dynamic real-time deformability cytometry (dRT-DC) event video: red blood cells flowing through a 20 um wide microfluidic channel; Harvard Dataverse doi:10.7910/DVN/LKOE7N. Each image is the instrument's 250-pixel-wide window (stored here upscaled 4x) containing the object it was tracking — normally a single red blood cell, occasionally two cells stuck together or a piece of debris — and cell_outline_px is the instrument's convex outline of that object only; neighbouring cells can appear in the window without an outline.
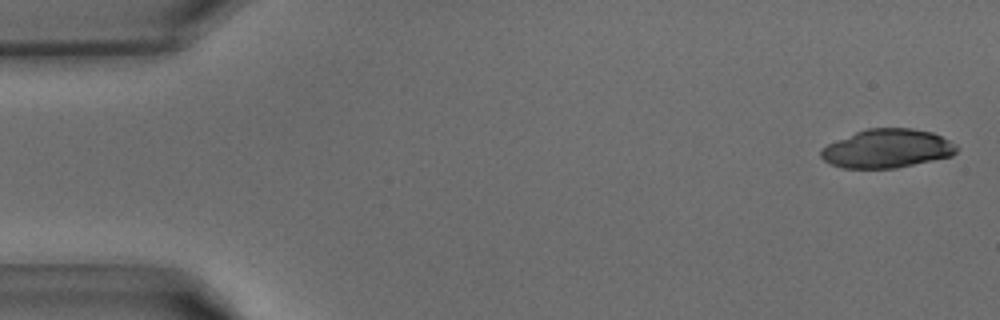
{"species": "common noctule bat (a hibernating species)", "species_latin": "Nyctalus noctula", "temperature_condition": "warm", "stored_images_in_passage": 39, "camera_frame_rate_fps": 3000, "um_per_image_px": 0.085, "animal": {"sex": "male", "body_mass_g": 15.6}, "frame": {"image": 1, "passage_image": 1, "time_ms": 0.0, "image_size_px": [1000, 320], "cell_outline_px": [[960, 148], [952, 156], [896, 168], [844, 168], [832, 164], [824, 160], [820, 156], [820, 152], [828, 144], [856, 132], [868, 128], [912, 128], [932, 132], [956, 144]], "centroid_in_image_um": [75.44, 12.63], "position_along_channel_um": 9.6, "area_um2": 30.4}}
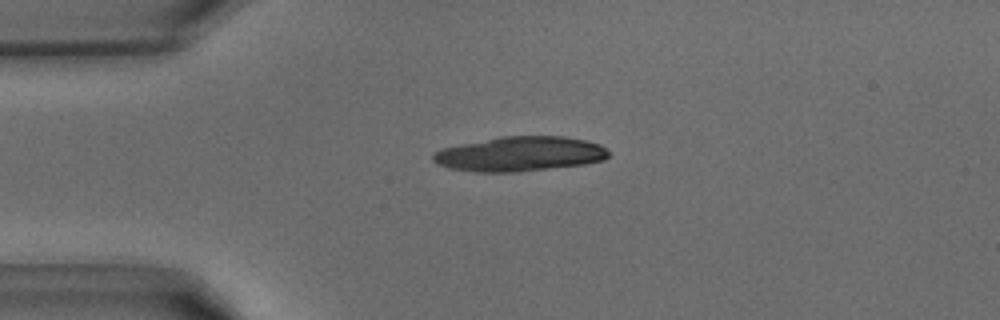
{"frame": {"image": 2, "passage_image": 9, "time_ms": 2.667, "image_size_px": [1000, 320], "cell_outline_px": [[612, 152], [604, 160], [584, 164], [516, 172], [476, 172], [448, 168], [436, 164], [432, 160], [432, 152], [440, 148], [500, 136], [564, 136], [584, 140], [600, 144]], "centroid_in_image_um": [44.15, 13.08], "position_along_channel_um": 40.8, "area_um2": 35.84}}